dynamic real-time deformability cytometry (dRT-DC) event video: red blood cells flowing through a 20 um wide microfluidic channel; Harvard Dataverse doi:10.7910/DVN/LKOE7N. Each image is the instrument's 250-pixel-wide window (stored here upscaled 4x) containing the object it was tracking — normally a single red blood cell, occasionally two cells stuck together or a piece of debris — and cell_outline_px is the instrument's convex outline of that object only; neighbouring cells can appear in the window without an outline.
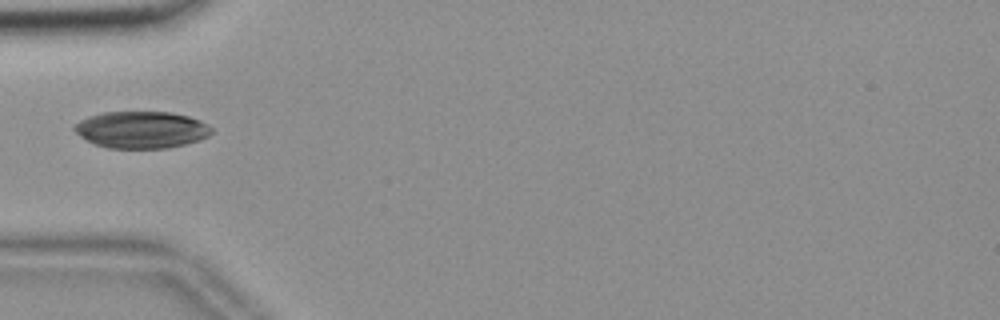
{"species": "common noctule bat (a hibernating species)", "species_latin": "Nyctalus noctula", "temperature_condition": "room temperature", "stored_images_in_passage": 38, "camera_frame_rate_fps": 3000, "um_per_image_px": 0.085, "animal": {"sex": "female", "body_mass_g": 18.4}, "frame": {"image": 1, "passage_image": 1, "time_ms": 0.0, "image_size_px": [1000, 320], "cell_outline_px": [[212, 132], [208, 136], [200, 140], [168, 148], [108, 148], [96, 144], [80, 136], [72, 128], [80, 120], [88, 116], [104, 112], [172, 112], [188, 116], [200, 120], [208, 124], [212, 128]], "centroid_in_image_um": [12.04, 11.02], "position_along_channel_um": 73.0, "area_um2": 29.48}}
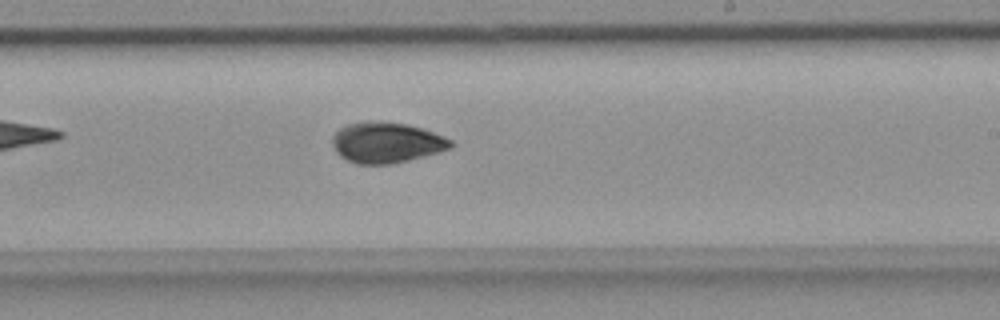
{"frame": {"image": 2, "passage_image": 16, "time_ms": 5.0, "image_size_px": [1000, 320], "cell_outline_px": [[456, 144], [448, 148], [436, 152], [408, 160], [392, 164], [356, 164], [340, 156], [336, 152], [332, 144], [332, 136], [340, 128], [348, 124], [368, 120], [380, 120], [408, 124], [432, 132], [452, 140]], "centroid_in_image_um": [32.8, 12.1], "position_along_channel_um": 256.2, "area_um2": 28.03}}
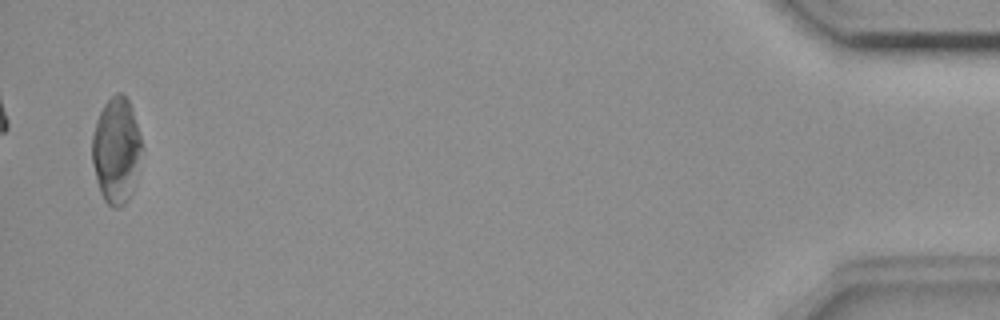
{"frame": {"image": 3, "passage_image": 37, "time_ms": 12.0, "image_size_px": [1000, 320], "cell_outline_px": [[140, 148], [136, 180], [132, 192], [128, 200], [120, 208], [112, 208], [104, 200], [100, 192], [96, 180], [92, 164], [92, 132], [96, 120], [104, 104], [116, 92], [124, 92], [128, 100], [140, 136]], "centroid_in_image_um": [9.85, 12.8], "position_along_channel_um": 425.4, "area_um2": 30.46}}